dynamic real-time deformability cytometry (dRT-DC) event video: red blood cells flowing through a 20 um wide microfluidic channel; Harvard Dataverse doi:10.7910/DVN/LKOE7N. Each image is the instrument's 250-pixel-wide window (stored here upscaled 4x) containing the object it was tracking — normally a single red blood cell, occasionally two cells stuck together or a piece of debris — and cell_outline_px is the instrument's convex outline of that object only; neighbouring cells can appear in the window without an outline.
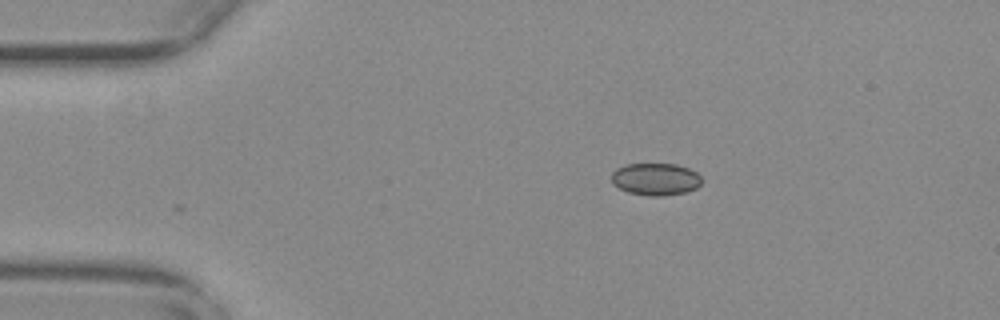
{"species": "common noctule bat (a hibernating species)", "species_latin": "Nyctalus noctula", "temperature_condition": "warm", "stored_images_in_passage": 8, "camera_frame_rate_fps": 3000, "um_per_image_px": 0.085, "animal": {"sex": "female", "body_mass_g": 29.2, "forearm_length_mm": 56.3}, "frame": {"image": 1, "passage_image": 1, "time_ms": 0.0, "image_size_px": [1000, 320], "cell_outline_px": [[700, 184], [696, 188], [684, 192], [664, 196], [648, 196], [628, 192], [612, 184], [612, 172], [616, 168], [628, 164], [676, 164], [688, 168], [696, 172], [700, 176]], "centroid_in_image_um": [55.7, 15.23], "position_along_channel_um": 29.3, "area_um2": 16.88}}